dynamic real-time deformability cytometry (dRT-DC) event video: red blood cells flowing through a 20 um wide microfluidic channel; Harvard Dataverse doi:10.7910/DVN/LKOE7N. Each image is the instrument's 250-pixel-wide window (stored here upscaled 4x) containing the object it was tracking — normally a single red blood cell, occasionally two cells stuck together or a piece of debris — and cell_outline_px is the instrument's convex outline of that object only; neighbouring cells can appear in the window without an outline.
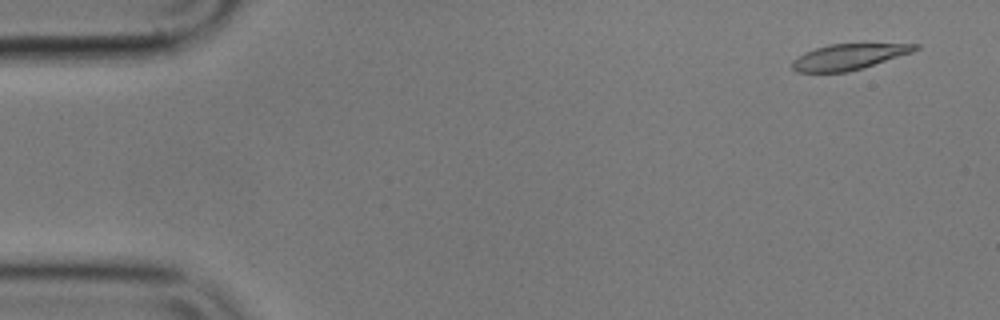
{"species": "common noctule bat (a hibernating species)", "species_latin": "Nyctalus noctula", "temperature_condition": "cold", "stored_images_in_passage": 55, "camera_frame_rate_fps": 3000, "um_per_image_px": 0.085, "animal": {"sex": "male", "body_mass_g": 17.9}, "frame": {"image": 1, "passage_image": 3, "time_ms": 0.667, "image_size_px": [1000, 320], "cell_outline_px": [[920, 48], [912, 52], [848, 72], [796, 72], [792, 68], [792, 60], [816, 48], [832, 44], [920, 44]], "centroid_in_image_um": [72.14, 4.83], "position_along_channel_um": 12.9, "area_um2": 17.98}}
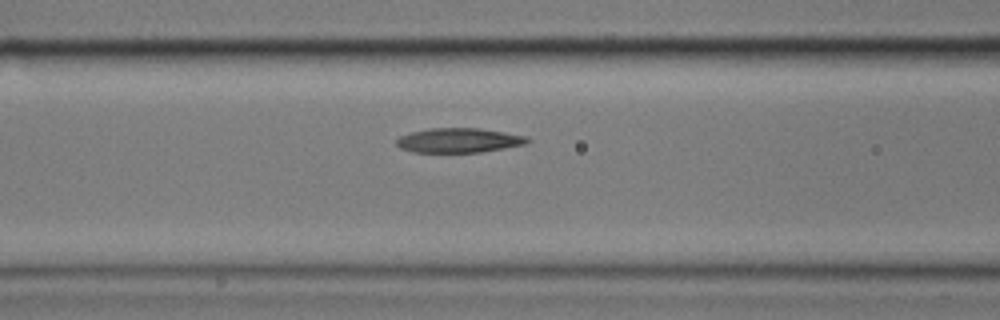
{"frame": {"image": 2, "passage_image": 22, "time_ms": 7.0, "image_size_px": [1000, 320], "cell_outline_px": [[532, 140], [528, 144], [480, 152], [412, 152], [400, 148], [396, 144], [396, 140], [400, 136], [412, 132], [428, 128], [480, 128], [528, 136]], "centroid_in_image_um": [39.04, 11.93], "position_along_channel_um": 127.6, "area_um2": 18.84}}
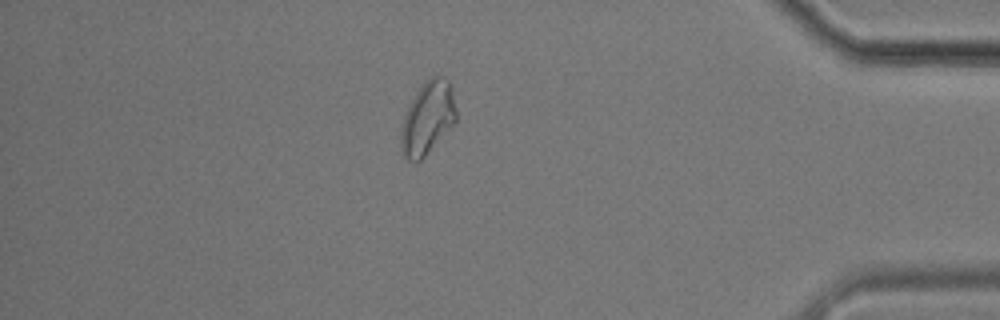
{"frame": {"image": 3, "passage_image": 48, "time_ms": 15.667, "image_size_px": [1000, 320], "cell_outline_px": [[456, 120], [424, 156], [416, 164], [408, 160], [404, 156], [400, 144], [400, 128], [404, 116], [416, 92], [436, 72], [444, 76], [452, 84], [456, 108]], "centroid_in_image_um": [36.35, 10.0], "position_along_channel_um": 398.9, "area_um2": 23.35}, "authors_computed_cell_mechanics": {"area_um2": 19.4208, "velocity_mm_per_s": 3.5543, "shape_relaxation_time_tau1_ms": 5.7503, "shape_relaxation_time_tau2_ms": 8.3425, "deformation_change_tau1": 0.1429, "deformation_change_tau2": 0.1416}}